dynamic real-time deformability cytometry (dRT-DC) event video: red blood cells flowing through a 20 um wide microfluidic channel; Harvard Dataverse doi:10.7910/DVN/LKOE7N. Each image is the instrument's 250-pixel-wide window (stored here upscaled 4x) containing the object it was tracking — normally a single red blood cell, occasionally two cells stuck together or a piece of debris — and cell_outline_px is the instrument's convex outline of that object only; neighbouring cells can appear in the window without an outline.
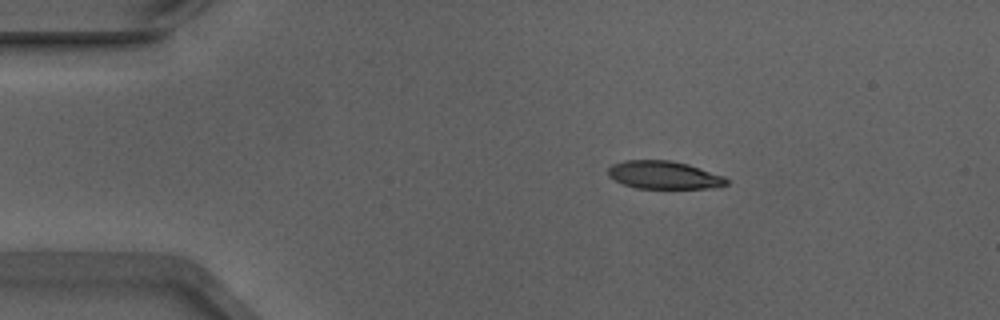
{"species": "Egyptian fruit bat (a non-hibernating species)", "species_latin": "Rousettus aegyptiacus", "temperature_condition": "warm", "stored_images_in_passage": 44, "camera_frame_rate_fps": 3000, "um_per_image_px": 0.085, "animal": {"sex": "male"}, "frame": {"image": 1, "passage_image": 1, "time_ms": 0.0, "image_size_px": [1000, 320], "cell_outline_px": [[732, 180], [728, 184], [712, 188], [636, 188], [624, 184], [608, 176], [608, 168], [612, 164], [624, 160], [672, 160], [688, 164], [724, 176]], "centroid_in_image_um": [56.46, 14.87], "position_along_channel_um": 28.5, "area_um2": 19.36}}
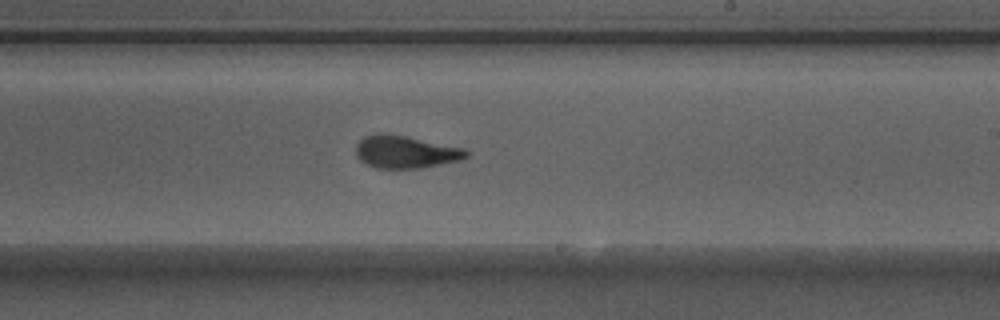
{"frame": {"image": 2, "passage_image": 23, "time_ms": 7.333, "image_size_px": [1000, 320], "cell_outline_px": [[468, 156], [464, 160], [420, 168], [376, 168], [360, 160], [356, 156], [356, 144], [364, 136], [376, 132], [380, 132], [408, 136], [464, 148], [468, 152]], "centroid_in_image_um": [34.47, 12.9], "position_along_channel_um": 254.5, "area_um2": 21.21}}
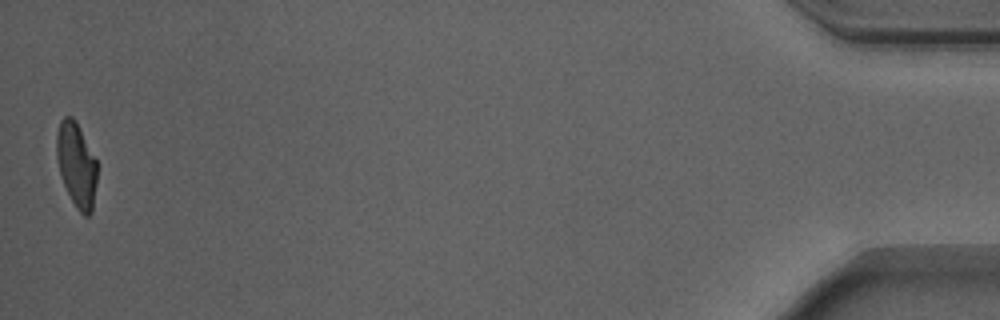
{"frame": {"image": 3, "passage_image": 44, "time_ms": 14.333, "image_size_px": [1000, 320], "cell_outline_px": [[96, 184], [92, 212], [88, 216], [84, 216], [76, 208], [60, 176], [56, 156], [56, 136], [60, 120], [64, 116], [72, 116], [76, 120], [96, 160]], "centroid_in_image_um": [6.48, 13.99], "position_along_channel_um": 428.7, "area_um2": 19.94}, "authors_computed_cell_mechanics": {"area_um2": 20.9814, "velocity_mm_per_s": 3.8896, "shape_relaxation_time_tau1_ms": 3.89, "shape_relaxation_time_tau2_ms": 1.1078, "deformation_change_tau1": 0.2053, "deformation_change_tau2": 0.0838}}